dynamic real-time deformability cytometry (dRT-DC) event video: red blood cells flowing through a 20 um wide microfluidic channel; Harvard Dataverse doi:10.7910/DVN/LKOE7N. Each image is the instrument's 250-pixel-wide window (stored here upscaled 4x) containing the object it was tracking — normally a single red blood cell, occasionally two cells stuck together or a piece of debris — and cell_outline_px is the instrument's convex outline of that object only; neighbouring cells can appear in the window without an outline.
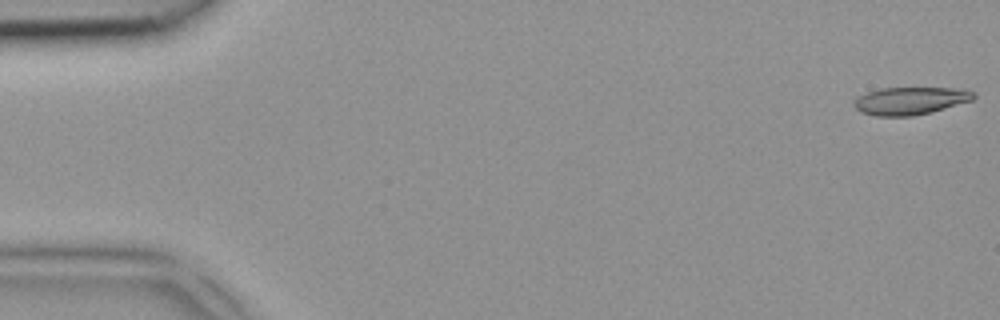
{"species": "common noctule bat (a hibernating species)", "species_latin": "Nyctalus noctula", "temperature_condition": "room temperature", "stored_images_in_passage": 5, "camera_frame_rate_fps": 3000, "um_per_image_px": 0.085, "animal": {"sex": "female", "body_mass_g": 18.4}, "frame": {"image": 1, "passage_image": 1, "time_ms": 0.0, "image_size_px": [1000, 320], "cell_outline_px": [[976, 96], [972, 100], [928, 112], [912, 116], [876, 116], [860, 112], [852, 104], [852, 100], [856, 96], [880, 88], [964, 88], [976, 92]], "centroid_in_image_um": [77.33, 8.55], "position_along_channel_um": 7.7, "area_um2": 19.31}}
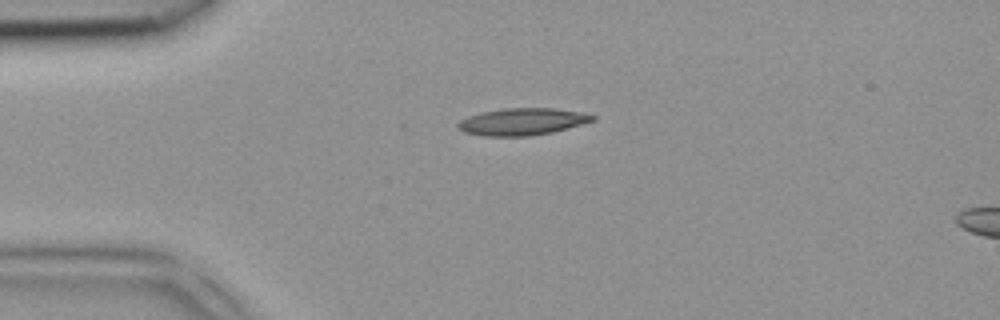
{"frame": {"image": 2, "passage_image": 3, "time_ms": 0.667, "image_size_px": [1000, 320], "cell_outline_px": [[596, 120], [552, 132], [528, 136], [484, 136], [464, 132], [456, 128], [456, 124], [460, 120], [468, 116], [480, 112], [504, 108], [552, 108], [580, 112], [596, 116]], "centroid_in_image_um": [44.34, 10.34], "position_along_channel_um": 40.7, "area_um2": 21.21}}